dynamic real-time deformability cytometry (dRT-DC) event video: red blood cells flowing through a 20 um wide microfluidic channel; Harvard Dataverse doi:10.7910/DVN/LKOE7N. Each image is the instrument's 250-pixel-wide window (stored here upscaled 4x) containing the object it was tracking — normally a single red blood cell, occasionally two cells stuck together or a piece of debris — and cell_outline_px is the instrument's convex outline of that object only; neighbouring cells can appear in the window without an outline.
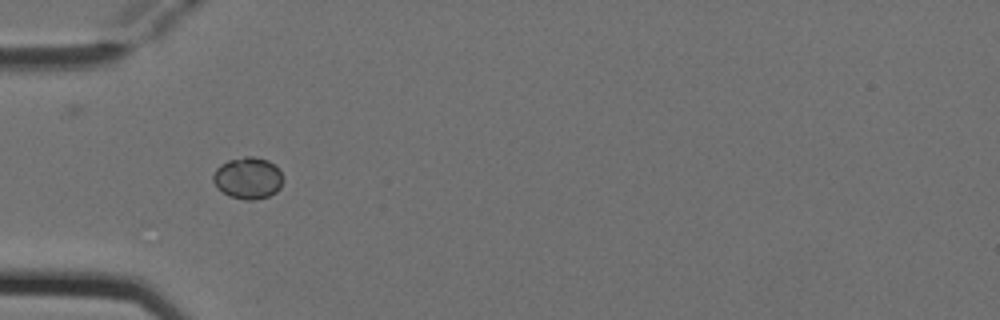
{"species": "Egyptian fruit bat (a non-hibernating species)", "species_latin": "Rousettus aegyptiacus", "temperature_condition": "cold", "stored_images_in_passage": 4, "camera_frame_rate_fps": 3000, "um_per_image_px": 0.085, "animal": {"sex": "female"}, "frame": {"image": 1, "passage_image": 4, "time_ms": 1.0, "image_size_px": [1000, 320], "cell_outline_px": [[284, 180], [280, 188], [276, 192], [268, 196], [256, 200], [244, 200], [228, 196], [216, 188], [212, 180], [212, 176], [216, 168], [220, 164], [228, 160], [244, 156], [252, 156], [268, 160], [280, 172]], "centroid_in_image_um": [21.04, 15.15], "position_along_channel_um": 64.0, "area_um2": 17.22}}